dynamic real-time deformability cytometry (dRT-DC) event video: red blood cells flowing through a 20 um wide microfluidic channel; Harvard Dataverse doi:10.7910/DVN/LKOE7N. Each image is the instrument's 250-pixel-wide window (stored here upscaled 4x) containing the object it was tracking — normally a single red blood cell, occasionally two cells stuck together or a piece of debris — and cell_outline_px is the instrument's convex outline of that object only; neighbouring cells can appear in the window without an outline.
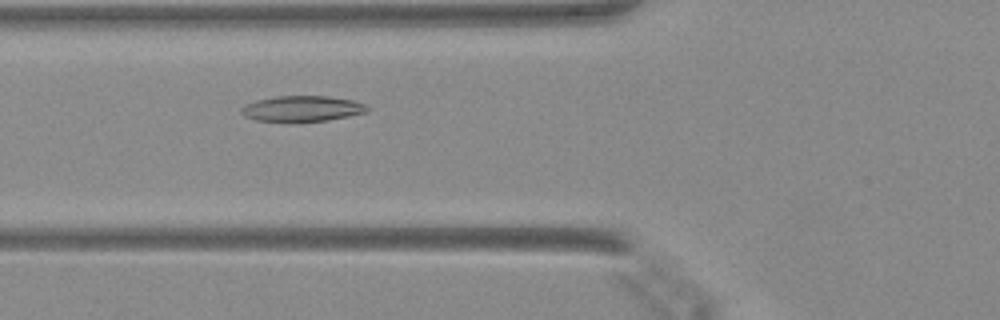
{"species": "Egyptian fruit bat (a non-hibernating species)", "species_latin": "Rousettus aegyptiacus", "temperature_condition": "warm", "stored_images_in_passage": 33, "camera_frame_rate_fps": 3000, "um_per_image_px": 0.085, "animal": {"sex": "female"}, "frame": {"image": 1, "passage_image": 8, "time_ms": 2.333, "image_size_px": [1000, 320], "cell_outline_px": [[372, 108], [368, 112], [328, 120], [256, 120], [244, 116], [240, 112], [240, 108], [244, 104], [256, 100], [276, 96], [328, 96], [352, 100], [364, 104]], "centroid_in_image_um": [25.69, 9.21], "position_along_channel_um": 100.1, "area_um2": 18.55}}
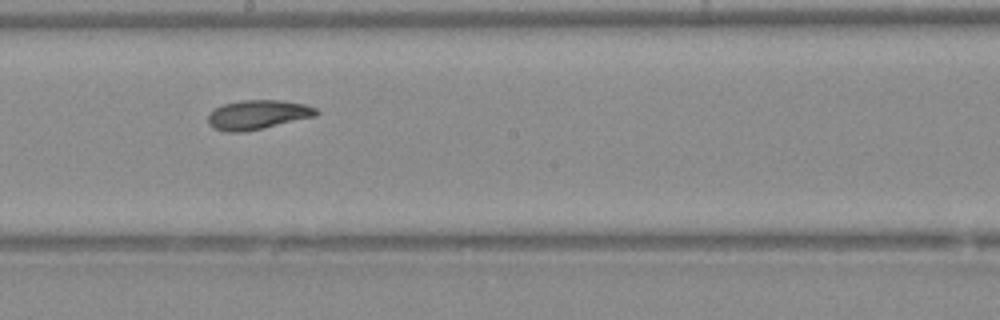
{"frame": {"image": 2, "passage_image": 17, "time_ms": 5.333, "image_size_px": [1000, 320], "cell_outline_px": [[320, 112], [316, 116], [244, 132], [224, 132], [212, 128], [208, 124], [208, 112], [224, 104], [240, 100], [280, 100], [304, 104], [316, 108]], "centroid_in_image_um": [21.87, 9.75], "position_along_channel_um": 226.3, "area_um2": 18.55}}
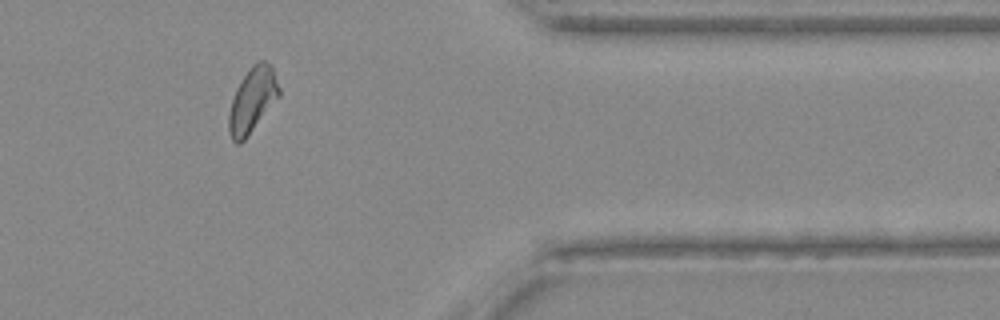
{"frame": {"image": 3, "passage_image": 30, "time_ms": 9.667, "image_size_px": [1000, 320], "cell_outline_px": [[280, 96], [244, 140], [240, 144], [236, 144], [232, 140], [228, 132], [228, 112], [236, 88], [252, 64], [260, 60], [264, 60], [272, 68], [280, 88]], "centroid_in_image_um": [21.44, 8.53], "position_along_channel_um": 390.0, "area_um2": 18.9}}